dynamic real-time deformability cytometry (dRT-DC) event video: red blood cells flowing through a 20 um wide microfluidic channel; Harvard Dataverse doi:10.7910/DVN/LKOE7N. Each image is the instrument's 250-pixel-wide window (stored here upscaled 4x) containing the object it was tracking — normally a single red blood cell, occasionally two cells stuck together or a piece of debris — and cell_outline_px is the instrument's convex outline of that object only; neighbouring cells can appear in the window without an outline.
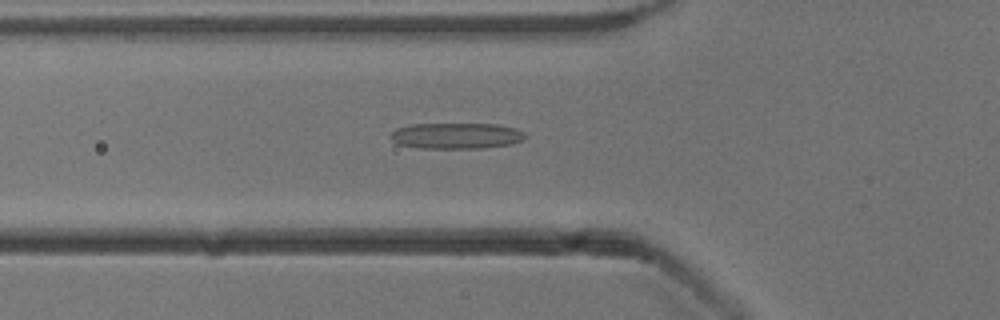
{"species": "common noctule bat (a hibernating species)", "species_latin": "Nyctalus noctula", "temperature_condition": "cold", "stored_images_in_passage": 42, "camera_frame_rate_fps": 3000, "um_per_image_px": 0.085, "animal": {"sex": "male", "body_mass_g": 13.3}, "frame": {"image": 1, "passage_image": 8, "time_ms": 2.333, "image_size_px": [1000, 320], "cell_outline_px": [[528, 136], [524, 140], [512, 144], [484, 148], [420, 148], [396, 144], [392, 140], [392, 132], [396, 128], [408, 124], [496, 124], [516, 128], [524, 132]], "centroid_in_image_um": [38.82, 11.54], "position_along_channel_um": 87.0, "area_um2": 20.58}}
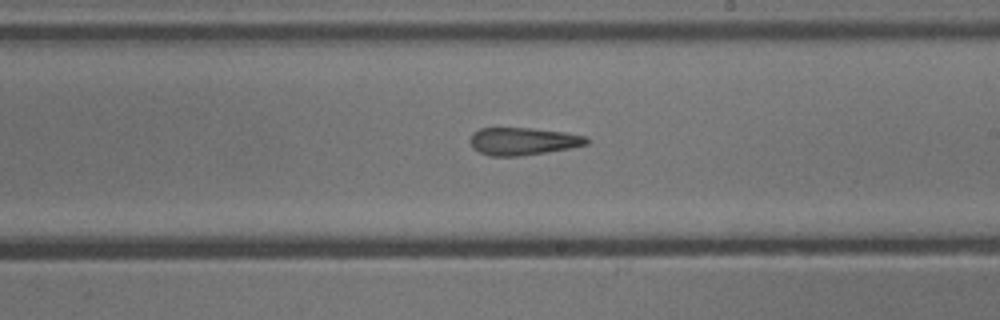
{"frame": {"image": 2, "passage_image": 20, "time_ms": 6.333, "image_size_px": [1000, 320], "cell_outline_px": [[592, 140], [588, 144], [568, 148], [520, 156], [488, 156], [472, 148], [472, 132], [480, 128], [532, 128], [564, 132], [588, 136]], "centroid_in_image_um": [44.49, 12.0], "position_along_channel_um": 244.5, "area_um2": 18.67}}
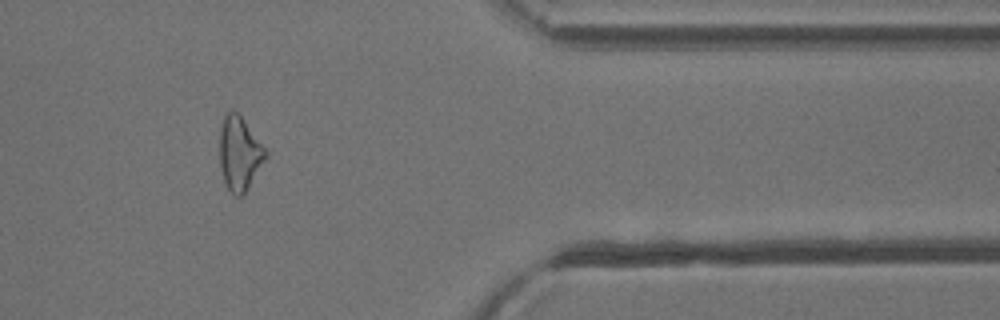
{"frame": {"image": 3, "passage_image": 33, "time_ms": 10.667, "image_size_px": [1000, 320], "cell_outline_px": [[268, 156], [244, 196], [236, 196], [228, 188], [224, 180], [220, 168], [220, 128], [224, 116], [232, 108], [240, 116], [268, 152]], "centroid_in_image_um": [20.36, 13.08], "position_along_channel_um": 391.0, "area_um2": 19.71}, "authors_computed_cell_mechanics": {"area_um2": 19.8832, "velocity_mm_per_s": 3.9224, "shape_relaxation_time_tau1_ms": null, "shape_relaxation_time_tau2_ms": 5.5789, "deformation_change_tau1": null, "deformation_change_tau2": 0.1842}}